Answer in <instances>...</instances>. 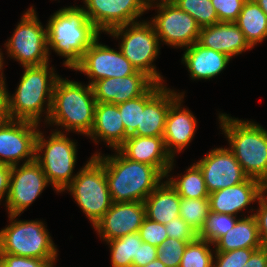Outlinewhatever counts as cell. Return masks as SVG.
Wrapping results in <instances>:
<instances>
[{
	"instance_id": "cell-50",
	"label": "cell",
	"mask_w": 267,
	"mask_h": 267,
	"mask_svg": "<svg viewBox=\"0 0 267 267\" xmlns=\"http://www.w3.org/2000/svg\"><path fill=\"white\" fill-rule=\"evenodd\" d=\"M2 68H3V56H2V53H1V51H0V83L1 82H4L5 81V79H4V77H3V73H2Z\"/></svg>"
},
{
	"instance_id": "cell-35",
	"label": "cell",
	"mask_w": 267,
	"mask_h": 267,
	"mask_svg": "<svg viewBox=\"0 0 267 267\" xmlns=\"http://www.w3.org/2000/svg\"><path fill=\"white\" fill-rule=\"evenodd\" d=\"M237 220L236 216L233 215L209 212L206 224L199 237L214 244L234 227Z\"/></svg>"
},
{
	"instance_id": "cell-25",
	"label": "cell",
	"mask_w": 267,
	"mask_h": 267,
	"mask_svg": "<svg viewBox=\"0 0 267 267\" xmlns=\"http://www.w3.org/2000/svg\"><path fill=\"white\" fill-rule=\"evenodd\" d=\"M230 59L228 55L205 48L198 42L187 47L182 57L192 79H210L217 76L225 69Z\"/></svg>"
},
{
	"instance_id": "cell-23",
	"label": "cell",
	"mask_w": 267,
	"mask_h": 267,
	"mask_svg": "<svg viewBox=\"0 0 267 267\" xmlns=\"http://www.w3.org/2000/svg\"><path fill=\"white\" fill-rule=\"evenodd\" d=\"M178 96L164 85L141 110L140 125L132 135L163 137L169 107Z\"/></svg>"
},
{
	"instance_id": "cell-5",
	"label": "cell",
	"mask_w": 267,
	"mask_h": 267,
	"mask_svg": "<svg viewBox=\"0 0 267 267\" xmlns=\"http://www.w3.org/2000/svg\"><path fill=\"white\" fill-rule=\"evenodd\" d=\"M24 68L25 71L15 95L9 94L11 118L39 124L40 115L42 111H45L43 105L47 104L45 112L47 113L45 122H47L51 111L54 86L60 76L54 73L53 68H49V63Z\"/></svg>"
},
{
	"instance_id": "cell-39",
	"label": "cell",
	"mask_w": 267,
	"mask_h": 267,
	"mask_svg": "<svg viewBox=\"0 0 267 267\" xmlns=\"http://www.w3.org/2000/svg\"><path fill=\"white\" fill-rule=\"evenodd\" d=\"M247 0H211L219 22H235Z\"/></svg>"
},
{
	"instance_id": "cell-9",
	"label": "cell",
	"mask_w": 267,
	"mask_h": 267,
	"mask_svg": "<svg viewBox=\"0 0 267 267\" xmlns=\"http://www.w3.org/2000/svg\"><path fill=\"white\" fill-rule=\"evenodd\" d=\"M108 33L116 38L121 36L119 49L136 70L146 73L156 83L162 84L160 73L152 65L159 53L160 42L151 21L118 26Z\"/></svg>"
},
{
	"instance_id": "cell-15",
	"label": "cell",
	"mask_w": 267,
	"mask_h": 267,
	"mask_svg": "<svg viewBox=\"0 0 267 267\" xmlns=\"http://www.w3.org/2000/svg\"><path fill=\"white\" fill-rule=\"evenodd\" d=\"M88 19L101 32H109L115 27L137 22L148 10L147 0H84Z\"/></svg>"
},
{
	"instance_id": "cell-32",
	"label": "cell",
	"mask_w": 267,
	"mask_h": 267,
	"mask_svg": "<svg viewBox=\"0 0 267 267\" xmlns=\"http://www.w3.org/2000/svg\"><path fill=\"white\" fill-rule=\"evenodd\" d=\"M210 212L208 198H181L179 216L199 235Z\"/></svg>"
},
{
	"instance_id": "cell-36",
	"label": "cell",
	"mask_w": 267,
	"mask_h": 267,
	"mask_svg": "<svg viewBox=\"0 0 267 267\" xmlns=\"http://www.w3.org/2000/svg\"><path fill=\"white\" fill-rule=\"evenodd\" d=\"M187 244L186 241L168 237L157 247V259L166 267H180Z\"/></svg>"
},
{
	"instance_id": "cell-42",
	"label": "cell",
	"mask_w": 267,
	"mask_h": 267,
	"mask_svg": "<svg viewBox=\"0 0 267 267\" xmlns=\"http://www.w3.org/2000/svg\"><path fill=\"white\" fill-rule=\"evenodd\" d=\"M258 202L259 209L253 215L257 220L261 247L267 249V202L262 196L258 199Z\"/></svg>"
},
{
	"instance_id": "cell-52",
	"label": "cell",
	"mask_w": 267,
	"mask_h": 267,
	"mask_svg": "<svg viewBox=\"0 0 267 267\" xmlns=\"http://www.w3.org/2000/svg\"><path fill=\"white\" fill-rule=\"evenodd\" d=\"M54 263H55V260L51 261V263H50V265L48 267H54Z\"/></svg>"
},
{
	"instance_id": "cell-49",
	"label": "cell",
	"mask_w": 267,
	"mask_h": 267,
	"mask_svg": "<svg viewBox=\"0 0 267 267\" xmlns=\"http://www.w3.org/2000/svg\"><path fill=\"white\" fill-rule=\"evenodd\" d=\"M143 267H166L160 260L155 259L154 261L150 262L146 266Z\"/></svg>"
},
{
	"instance_id": "cell-20",
	"label": "cell",
	"mask_w": 267,
	"mask_h": 267,
	"mask_svg": "<svg viewBox=\"0 0 267 267\" xmlns=\"http://www.w3.org/2000/svg\"><path fill=\"white\" fill-rule=\"evenodd\" d=\"M183 97L184 93L180 94L171 103L163 135L166 149L173 158L176 152L182 151L191 142L197 126L194 115L189 110L181 107Z\"/></svg>"
},
{
	"instance_id": "cell-44",
	"label": "cell",
	"mask_w": 267,
	"mask_h": 267,
	"mask_svg": "<svg viewBox=\"0 0 267 267\" xmlns=\"http://www.w3.org/2000/svg\"><path fill=\"white\" fill-rule=\"evenodd\" d=\"M12 120L9 111V93L5 81L0 83V126Z\"/></svg>"
},
{
	"instance_id": "cell-4",
	"label": "cell",
	"mask_w": 267,
	"mask_h": 267,
	"mask_svg": "<svg viewBox=\"0 0 267 267\" xmlns=\"http://www.w3.org/2000/svg\"><path fill=\"white\" fill-rule=\"evenodd\" d=\"M221 128L228 148L249 178L262 182L267 178V130L251 122L220 114Z\"/></svg>"
},
{
	"instance_id": "cell-46",
	"label": "cell",
	"mask_w": 267,
	"mask_h": 267,
	"mask_svg": "<svg viewBox=\"0 0 267 267\" xmlns=\"http://www.w3.org/2000/svg\"><path fill=\"white\" fill-rule=\"evenodd\" d=\"M243 267H267V249L256 250Z\"/></svg>"
},
{
	"instance_id": "cell-22",
	"label": "cell",
	"mask_w": 267,
	"mask_h": 267,
	"mask_svg": "<svg viewBox=\"0 0 267 267\" xmlns=\"http://www.w3.org/2000/svg\"><path fill=\"white\" fill-rule=\"evenodd\" d=\"M198 43L230 58L252 49L235 22H218L201 28Z\"/></svg>"
},
{
	"instance_id": "cell-47",
	"label": "cell",
	"mask_w": 267,
	"mask_h": 267,
	"mask_svg": "<svg viewBox=\"0 0 267 267\" xmlns=\"http://www.w3.org/2000/svg\"><path fill=\"white\" fill-rule=\"evenodd\" d=\"M265 192L267 193V178L261 182V196L267 202V196L265 195Z\"/></svg>"
},
{
	"instance_id": "cell-41",
	"label": "cell",
	"mask_w": 267,
	"mask_h": 267,
	"mask_svg": "<svg viewBox=\"0 0 267 267\" xmlns=\"http://www.w3.org/2000/svg\"><path fill=\"white\" fill-rule=\"evenodd\" d=\"M165 228L169 238L191 242L199 236L180 216L170 220Z\"/></svg>"
},
{
	"instance_id": "cell-21",
	"label": "cell",
	"mask_w": 267,
	"mask_h": 267,
	"mask_svg": "<svg viewBox=\"0 0 267 267\" xmlns=\"http://www.w3.org/2000/svg\"><path fill=\"white\" fill-rule=\"evenodd\" d=\"M261 197V182L248 178L246 181L231 187L220 189L209 194L210 212L236 216L252 202Z\"/></svg>"
},
{
	"instance_id": "cell-40",
	"label": "cell",
	"mask_w": 267,
	"mask_h": 267,
	"mask_svg": "<svg viewBox=\"0 0 267 267\" xmlns=\"http://www.w3.org/2000/svg\"><path fill=\"white\" fill-rule=\"evenodd\" d=\"M57 259H38L0 253V267H48Z\"/></svg>"
},
{
	"instance_id": "cell-33",
	"label": "cell",
	"mask_w": 267,
	"mask_h": 267,
	"mask_svg": "<svg viewBox=\"0 0 267 267\" xmlns=\"http://www.w3.org/2000/svg\"><path fill=\"white\" fill-rule=\"evenodd\" d=\"M178 8L192 16L203 28L219 22L211 0H170Z\"/></svg>"
},
{
	"instance_id": "cell-19",
	"label": "cell",
	"mask_w": 267,
	"mask_h": 267,
	"mask_svg": "<svg viewBox=\"0 0 267 267\" xmlns=\"http://www.w3.org/2000/svg\"><path fill=\"white\" fill-rule=\"evenodd\" d=\"M118 150L128 159L156 167L166 178L174 158L167 151L163 137L130 135Z\"/></svg>"
},
{
	"instance_id": "cell-13",
	"label": "cell",
	"mask_w": 267,
	"mask_h": 267,
	"mask_svg": "<svg viewBox=\"0 0 267 267\" xmlns=\"http://www.w3.org/2000/svg\"><path fill=\"white\" fill-rule=\"evenodd\" d=\"M44 171L34 160L23 163L19 168L12 166L9 193L7 196V210L9 215H20L42 193L48 185Z\"/></svg>"
},
{
	"instance_id": "cell-1",
	"label": "cell",
	"mask_w": 267,
	"mask_h": 267,
	"mask_svg": "<svg viewBox=\"0 0 267 267\" xmlns=\"http://www.w3.org/2000/svg\"><path fill=\"white\" fill-rule=\"evenodd\" d=\"M47 28V49L66 59L64 65L74 69L84 52L99 37L100 31L88 19L84 7L69 6L55 12ZM50 47V48H49Z\"/></svg>"
},
{
	"instance_id": "cell-17",
	"label": "cell",
	"mask_w": 267,
	"mask_h": 267,
	"mask_svg": "<svg viewBox=\"0 0 267 267\" xmlns=\"http://www.w3.org/2000/svg\"><path fill=\"white\" fill-rule=\"evenodd\" d=\"M145 218L144 202H113L94 227L101 238L108 242L139 232Z\"/></svg>"
},
{
	"instance_id": "cell-45",
	"label": "cell",
	"mask_w": 267,
	"mask_h": 267,
	"mask_svg": "<svg viewBox=\"0 0 267 267\" xmlns=\"http://www.w3.org/2000/svg\"><path fill=\"white\" fill-rule=\"evenodd\" d=\"M12 166L0 163V201L6 194V200L9 193L10 177H11Z\"/></svg>"
},
{
	"instance_id": "cell-34",
	"label": "cell",
	"mask_w": 267,
	"mask_h": 267,
	"mask_svg": "<svg viewBox=\"0 0 267 267\" xmlns=\"http://www.w3.org/2000/svg\"><path fill=\"white\" fill-rule=\"evenodd\" d=\"M208 241L201 237L188 242L181 260L180 267H213V254Z\"/></svg>"
},
{
	"instance_id": "cell-18",
	"label": "cell",
	"mask_w": 267,
	"mask_h": 267,
	"mask_svg": "<svg viewBox=\"0 0 267 267\" xmlns=\"http://www.w3.org/2000/svg\"><path fill=\"white\" fill-rule=\"evenodd\" d=\"M156 82L146 73L136 71L122 78H104L91 86L96 103L120 104L145 94Z\"/></svg>"
},
{
	"instance_id": "cell-26",
	"label": "cell",
	"mask_w": 267,
	"mask_h": 267,
	"mask_svg": "<svg viewBox=\"0 0 267 267\" xmlns=\"http://www.w3.org/2000/svg\"><path fill=\"white\" fill-rule=\"evenodd\" d=\"M181 197L168 181L162 182L144 200L146 217L167 224L179 217Z\"/></svg>"
},
{
	"instance_id": "cell-38",
	"label": "cell",
	"mask_w": 267,
	"mask_h": 267,
	"mask_svg": "<svg viewBox=\"0 0 267 267\" xmlns=\"http://www.w3.org/2000/svg\"><path fill=\"white\" fill-rule=\"evenodd\" d=\"M138 233L143 242L156 247L163 244L168 238L165 225L148 219L147 217L144 219Z\"/></svg>"
},
{
	"instance_id": "cell-14",
	"label": "cell",
	"mask_w": 267,
	"mask_h": 267,
	"mask_svg": "<svg viewBox=\"0 0 267 267\" xmlns=\"http://www.w3.org/2000/svg\"><path fill=\"white\" fill-rule=\"evenodd\" d=\"M99 37L84 52L81 62L73 69L89 76V85L104 78H122L134 74L137 70L118 52L107 45L98 43Z\"/></svg>"
},
{
	"instance_id": "cell-30",
	"label": "cell",
	"mask_w": 267,
	"mask_h": 267,
	"mask_svg": "<svg viewBox=\"0 0 267 267\" xmlns=\"http://www.w3.org/2000/svg\"><path fill=\"white\" fill-rule=\"evenodd\" d=\"M163 84L155 83L145 94L117 104L124 124L125 132L132 135L140 125L141 110L145 104L163 87Z\"/></svg>"
},
{
	"instance_id": "cell-16",
	"label": "cell",
	"mask_w": 267,
	"mask_h": 267,
	"mask_svg": "<svg viewBox=\"0 0 267 267\" xmlns=\"http://www.w3.org/2000/svg\"><path fill=\"white\" fill-rule=\"evenodd\" d=\"M196 164L201 169L209 193L234 186L249 178L228 148L211 150Z\"/></svg>"
},
{
	"instance_id": "cell-6",
	"label": "cell",
	"mask_w": 267,
	"mask_h": 267,
	"mask_svg": "<svg viewBox=\"0 0 267 267\" xmlns=\"http://www.w3.org/2000/svg\"><path fill=\"white\" fill-rule=\"evenodd\" d=\"M64 190L71 192L93 226L113 204L104 165L95 155Z\"/></svg>"
},
{
	"instance_id": "cell-48",
	"label": "cell",
	"mask_w": 267,
	"mask_h": 267,
	"mask_svg": "<svg viewBox=\"0 0 267 267\" xmlns=\"http://www.w3.org/2000/svg\"><path fill=\"white\" fill-rule=\"evenodd\" d=\"M267 16V0H254Z\"/></svg>"
},
{
	"instance_id": "cell-29",
	"label": "cell",
	"mask_w": 267,
	"mask_h": 267,
	"mask_svg": "<svg viewBox=\"0 0 267 267\" xmlns=\"http://www.w3.org/2000/svg\"><path fill=\"white\" fill-rule=\"evenodd\" d=\"M167 181L181 198L200 199L209 197L210 193L207 190L201 169L195 163L187 169L183 176H179L177 179L171 177Z\"/></svg>"
},
{
	"instance_id": "cell-51",
	"label": "cell",
	"mask_w": 267,
	"mask_h": 267,
	"mask_svg": "<svg viewBox=\"0 0 267 267\" xmlns=\"http://www.w3.org/2000/svg\"><path fill=\"white\" fill-rule=\"evenodd\" d=\"M147 1L149 2V4H148V10H149L151 7H153V3L152 2L155 1V0H147Z\"/></svg>"
},
{
	"instance_id": "cell-43",
	"label": "cell",
	"mask_w": 267,
	"mask_h": 267,
	"mask_svg": "<svg viewBox=\"0 0 267 267\" xmlns=\"http://www.w3.org/2000/svg\"><path fill=\"white\" fill-rule=\"evenodd\" d=\"M157 259V247L142 242L138 248L137 257H134L132 267H143Z\"/></svg>"
},
{
	"instance_id": "cell-27",
	"label": "cell",
	"mask_w": 267,
	"mask_h": 267,
	"mask_svg": "<svg viewBox=\"0 0 267 267\" xmlns=\"http://www.w3.org/2000/svg\"><path fill=\"white\" fill-rule=\"evenodd\" d=\"M215 250L227 252L240 248L260 249L258 224L252 214L238 219L234 227L221 236L214 244Z\"/></svg>"
},
{
	"instance_id": "cell-2",
	"label": "cell",
	"mask_w": 267,
	"mask_h": 267,
	"mask_svg": "<svg viewBox=\"0 0 267 267\" xmlns=\"http://www.w3.org/2000/svg\"><path fill=\"white\" fill-rule=\"evenodd\" d=\"M116 155L94 154L104 165L113 202H144L165 176L154 166Z\"/></svg>"
},
{
	"instance_id": "cell-3",
	"label": "cell",
	"mask_w": 267,
	"mask_h": 267,
	"mask_svg": "<svg viewBox=\"0 0 267 267\" xmlns=\"http://www.w3.org/2000/svg\"><path fill=\"white\" fill-rule=\"evenodd\" d=\"M96 100L91 85L58 78L53 91L48 124L89 135L94 125Z\"/></svg>"
},
{
	"instance_id": "cell-7",
	"label": "cell",
	"mask_w": 267,
	"mask_h": 267,
	"mask_svg": "<svg viewBox=\"0 0 267 267\" xmlns=\"http://www.w3.org/2000/svg\"><path fill=\"white\" fill-rule=\"evenodd\" d=\"M17 216L9 215L10 225L0 231V253L56 259L58 256L56 246L43 222L16 221Z\"/></svg>"
},
{
	"instance_id": "cell-12",
	"label": "cell",
	"mask_w": 267,
	"mask_h": 267,
	"mask_svg": "<svg viewBox=\"0 0 267 267\" xmlns=\"http://www.w3.org/2000/svg\"><path fill=\"white\" fill-rule=\"evenodd\" d=\"M38 126L23 120H10L0 126V163L16 166L25 158L24 163L34 161Z\"/></svg>"
},
{
	"instance_id": "cell-31",
	"label": "cell",
	"mask_w": 267,
	"mask_h": 267,
	"mask_svg": "<svg viewBox=\"0 0 267 267\" xmlns=\"http://www.w3.org/2000/svg\"><path fill=\"white\" fill-rule=\"evenodd\" d=\"M142 242L138 232L108 241L112 267H132L133 259L137 257Z\"/></svg>"
},
{
	"instance_id": "cell-8",
	"label": "cell",
	"mask_w": 267,
	"mask_h": 267,
	"mask_svg": "<svg viewBox=\"0 0 267 267\" xmlns=\"http://www.w3.org/2000/svg\"><path fill=\"white\" fill-rule=\"evenodd\" d=\"M42 151L44 154L40 155ZM76 152V143L61 131L53 132L48 140L41 131L38 132L35 161L57 192H63L76 177L72 175L77 159Z\"/></svg>"
},
{
	"instance_id": "cell-24",
	"label": "cell",
	"mask_w": 267,
	"mask_h": 267,
	"mask_svg": "<svg viewBox=\"0 0 267 267\" xmlns=\"http://www.w3.org/2000/svg\"><path fill=\"white\" fill-rule=\"evenodd\" d=\"M88 136L95 142L98 138L106 141L115 150L124 143L128 135L116 104L96 103L94 125Z\"/></svg>"
},
{
	"instance_id": "cell-10",
	"label": "cell",
	"mask_w": 267,
	"mask_h": 267,
	"mask_svg": "<svg viewBox=\"0 0 267 267\" xmlns=\"http://www.w3.org/2000/svg\"><path fill=\"white\" fill-rule=\"evenodd\" d=\"M5 46L8 55L19 61L22 67L41 66L49 62L47 28H43L32 7L22 16Z\"/></svg>"
},
{
	"instance_id": "cell-28",
	"label": "cell",
	"mask_w": 267,
	"mask_h": 267,
	"mask_svg": "<svg viewBox=\"0 0 267 267\" xmlns=\"http://www.w3.org/2000/svg\"><path fill=\"white\" fill-rule=\"evenodd\" d=\"M253 48L267 37V16L254 0H247L235 21Z\"/></svg>"
},
{
	"instance_id": "cell-37",
	"label": "cell",
	"mask_w": 267,
	"mask_h": 267,
	"mask_svg": "<svg viewBox=\"0 0 267 267\" xmlns=\"http://www.w3.org/2000/svg\"><path fill=\"white\" fill-rule=\"evenodd\" d=\"M258 249L240 248L227 252L215 251L213 267H243L251 255Z\"/></svg>"
},
{
	"instance_id": "cell-11",
	"label": "cell",
	"mask_w": 267,
	"mask_h": 267,
	"mask_svg": "<svg viewBox=\"0 0 267 267\" xmlns=\"http://www.w3.org/2000/svg\"><path fill=\"white\" fill-rule=\"evenodd\" d=\"M158 13L151 21L162 42L174 47H190L198 42L201 27L187 12L178 8L170 0L157 3Z\"/></svg>"
}]
</instances>
